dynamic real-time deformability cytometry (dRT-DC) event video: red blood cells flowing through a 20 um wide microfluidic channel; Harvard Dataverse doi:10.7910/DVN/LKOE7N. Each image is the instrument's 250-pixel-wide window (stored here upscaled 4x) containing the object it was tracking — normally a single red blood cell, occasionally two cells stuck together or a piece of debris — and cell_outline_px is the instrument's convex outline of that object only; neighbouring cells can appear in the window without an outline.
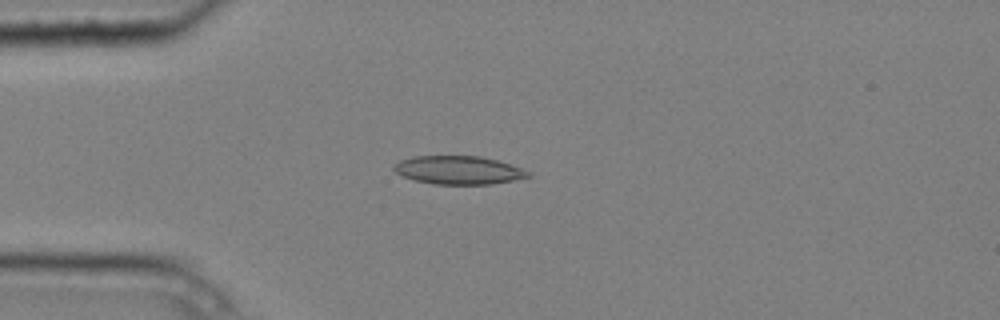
{"species": "common noctule bat (a hibernating species)", "species_latin": "Nyctalus noctula", "temperature_condition": "cold", "stored_images_in_passage": 9, "camera_frame_rate_fps": 3000, "um_per_image_px": 0.085, "animal": {"sex": "male", "body_mass_g": 20.4}, "frame": {"image": 1, "passage_image": 4, "time_ms": 1.0, "image_size_px": [1000, 320], "cell_outline_px": [[532, 176], [512, 180], [488, 184], [436, 184], [416, 180], [404, 176], [396, 172], [392, 168], [392, 164], [400, 160], [412, 156], [480, 156], [496, 160], [532, 172]], "centroid_in_image_um": [38.95, 14.45], "position_along_channel_um": 46.1, "area_um2": 21.96}}
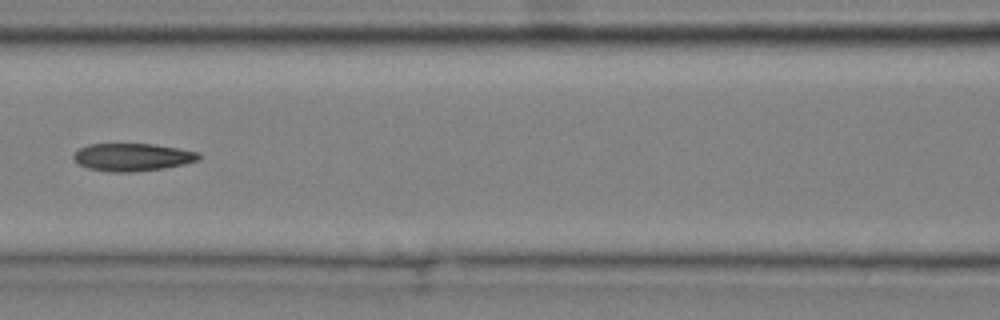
{"frame": {"image": 2, "passage_image": 7, "time_ms": 2.0, "image_size_px": [1000, 320], "cell_outline_px": [[200, 160], [184, 164], [164, 168], [132, 172], [112, 172], [88, 168], [80, 164], [72, 156], [80, 148], [88, 144], [152, 144], [200, 152]], "centroid_in_image_um": [11.28, 13.36], "position_along_channel_um": 155.3, "area_um2": 20.06}}
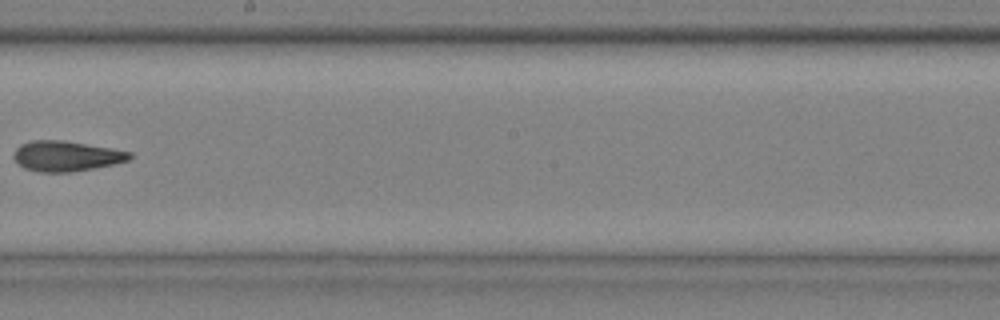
{"frame": {"image": 3, "passage_image": 9, "time_ms": 2.667, "image_size_px": [1000, 320], "cell_outline_px": [[132, 156], [128, 160], [112, 164], [72, 172], [40, 172], [24, 168], [12, 156], [16, 148], [20, 144], [32, 140], [64, 140], [112, 148], [132, 152]], "centroid_in_image_um": [5.61, 13.25], "position_along_channel_um": 242.6, "area_um2": 20.4}}